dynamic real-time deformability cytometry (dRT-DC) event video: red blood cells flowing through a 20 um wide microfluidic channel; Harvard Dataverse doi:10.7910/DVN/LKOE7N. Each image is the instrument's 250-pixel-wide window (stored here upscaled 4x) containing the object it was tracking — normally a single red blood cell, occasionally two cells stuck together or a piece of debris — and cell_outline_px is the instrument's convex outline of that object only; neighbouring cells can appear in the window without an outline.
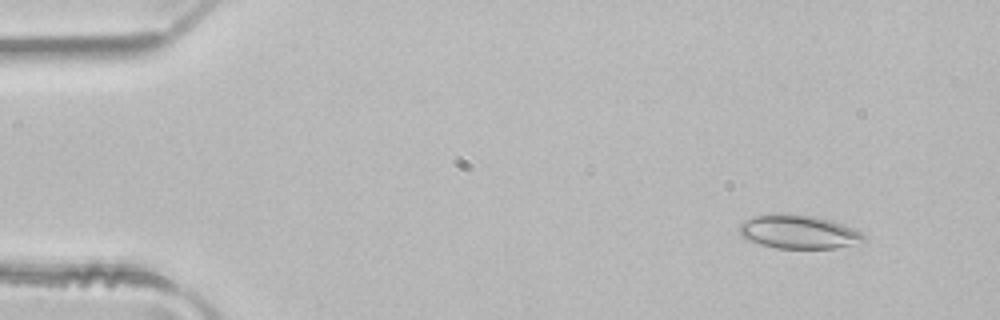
{"species": "common noctule bat (a hibernating species)", "species_latin": "Nyctalus noctula", "temperature_condition": "room temperature", "stored_images_in_passage": 45, "camera_frame_rate_fps": 3000, "um_per_image_px": 0.085, "animal": {"sex": "male", "body_mass_g": 21.5, "forearm_length_mm": 52.0}, "frame": {"image": 1, "passage_image": 1, "time_ms": 0.0, "image_size_px": [1000, 320], "cell_outline_px": [[868, 240], [836, 248], [776, 248], [744, 240], [740, 236], [740, 224], [744, 220], [752, 216], [776, 212], [784, 212], [816, 216], [832, 220], [860, 232]], "centroid_in_image_um": [67.8, 19.68], "position_along_channel_um": 17.2, "area_um2": 24.8}}
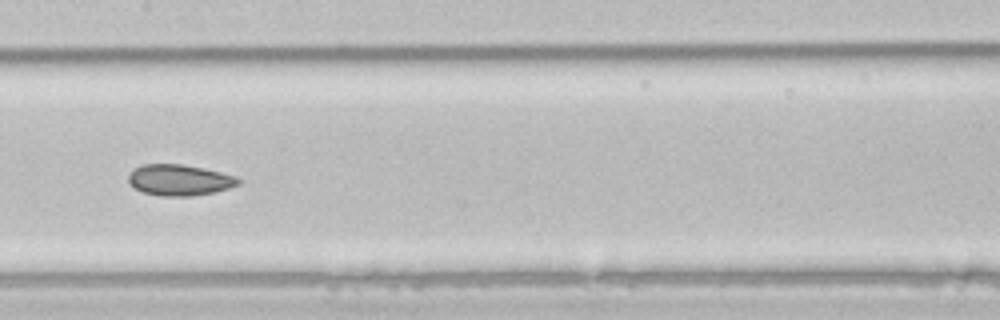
{"frame": {"image": 2, "passage_image": 21, "time_ms": 6.667, "image_size_px": [1000, 320], "cell_outline_px": [[244, 180], [240, 184], [228, 188], [212, 192], [188, 196], [160, 196], [144, 192], [132, 188], [128, 180], [128, 176], [136, 168], [144, 164], [180, 164], [204, 168], [236, 176]], "centroid_in_image_um": [15.27, 15.3], "position_along_channel_um": 192.1, "area_um2": 19.83}}
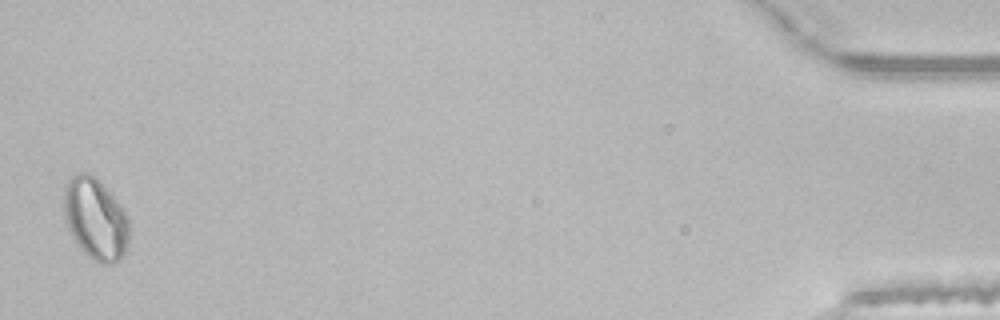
{"frame": {"image": 3, "passage_image": 45, "time_ms": 14.667, "image_size_px": [1000, 320], "cell_outline_px": [[128, 244], [124, 256], [120, 260], [112, 264], [100, 264], [92, 260], [84, 252], [72, 236], [64, 220], [64, 188], [68, 180], [76, 172], [88, 172], [112, 192], [124, 208], [128, 216]], "centroid_in_image_um": [8.13, 18.6], "position_along_channel_um": 427.1, "area_um2": 31.56}, "authors_computed_cell_mechanics": {"area_um2": 21.2126, "velocity_mm_per_s": 4.1119, "shape_relaxation_time_tau1_ms": 7.0398, "shape_relaxation_time_tau2_ms": 2.5074, "deformation_change_tau1": 0.0851, "deformation_change_tau2": 0.0642}}